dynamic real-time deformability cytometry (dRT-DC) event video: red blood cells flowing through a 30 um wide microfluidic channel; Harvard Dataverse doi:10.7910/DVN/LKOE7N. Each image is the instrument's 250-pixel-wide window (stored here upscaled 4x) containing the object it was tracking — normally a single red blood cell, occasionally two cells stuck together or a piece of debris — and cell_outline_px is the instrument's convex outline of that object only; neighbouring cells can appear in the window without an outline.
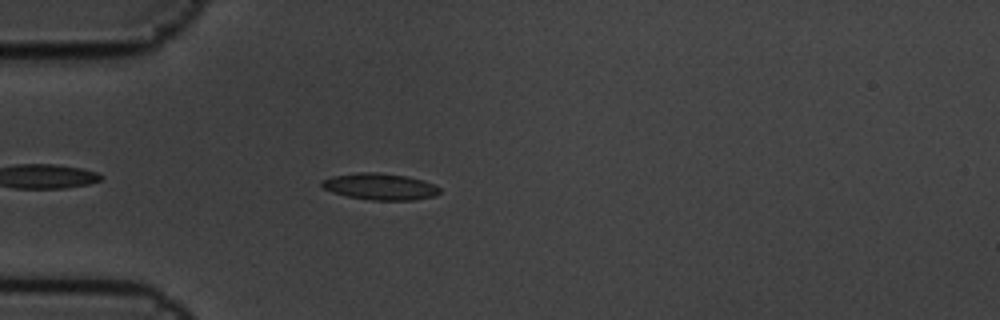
{"species": "common noctule bat (a hibernating species)", "species_latin": "Nyctalus noctula", "temperature_condition": "cold", "stored_images_in_passage": 2, "camera_frame_rate_fps": 3000, "um_per_image_px": 0.085, "animal": {"sex": "male", "body_mass_g": 19.5, "forearm_length_mm": 54.6}, "frame": {"image": 1, "passage_image": 2, "time_ms": 0.333, "image_size_px": [1000, 320], "cell_outline_px": [[440, 192], [436, 196], [412, 200], [372, 200], [348, 196], [332, 192], [324, 188], [320, 184], [320, 180], [332, 176], [360, 172], [380, 172], [408, 176], [424, 180], [436, 184], [440, 188]], "centroid_in_image_um": [32.33, 15.85], "position_along_channel_um": 52.7, "area_um2": 18.44}}